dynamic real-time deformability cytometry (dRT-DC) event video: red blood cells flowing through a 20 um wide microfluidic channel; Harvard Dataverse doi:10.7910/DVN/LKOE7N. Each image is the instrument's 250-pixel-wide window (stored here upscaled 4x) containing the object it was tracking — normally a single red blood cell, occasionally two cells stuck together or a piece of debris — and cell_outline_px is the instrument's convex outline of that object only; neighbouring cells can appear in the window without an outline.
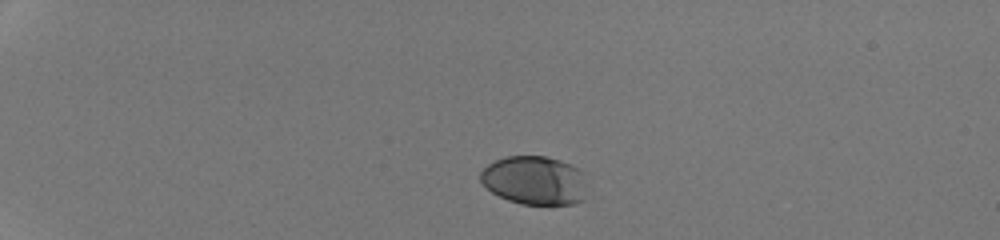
{"species": "human", "species_latin": "Homo sapiens", "temperature_condition": "room temperature", "stored_images_in_passage": 39, "camera_frame_rate_fps": 3000, "um_per_image_px": 0.085, "donor": {"sex": "male"}, "frame": {"image": 1, "passage_image": 1, "time_ms": 0.0, "image_size_px": [1000, 240], "cell_outline_px": [[584, 200], [572, 204], [520, 204], [508, 200], [492, 192], [480, 180], [480, 172], [488, 164], [504, 156], [544, 156], [560, 160], [572, 164], [580, 168], [584, 172]], "centroid_in_image_um": [45.45, 15.32], "position_along_channel_um": 39.6, "area_um2": 30.35}}
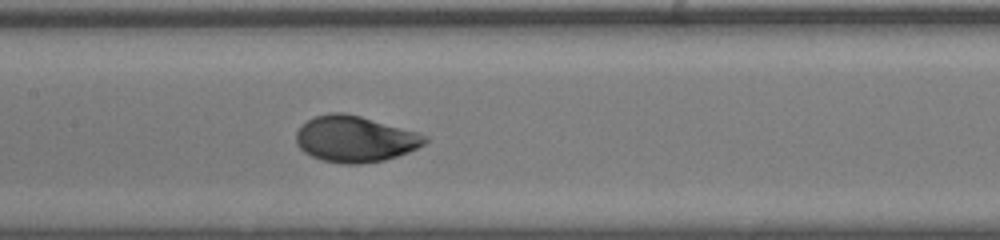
{"frame": {"image": 2, "passage_image": 17, "time_ms": 5.333, "image_size_px": [1000, 240], "cell_outline_px": [[428, 140], [424, 144], [408, 152], [384, 160], [360, 164], [344, 164], [324, 160], [312, 156], [304, 152], [296, 144], [296, 132], [308, 120], [316, 116], [328, 112], [344, 112], [360, 116], [416, 132], [428, 136]], "centroid_in_image_um": [30.16, 11.81], "position_along_channel_um": 177.2, "area_um2": 34.33}}
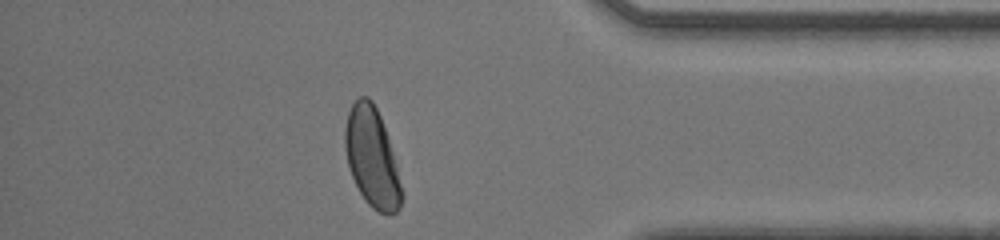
{"frame": {"image": 3, "passage_image": 34, "time_ms": 11.0, "image_size_px": [1000, 240], "cell_outline_px": [[404, 196], [400, 208], [396, 212], [388, 216], [372, 208], [364, 200], [352, 176], [348, 164], [344, 148], [344, 128], [348, 112], [352, 104], [360, 96], [368, 96], [372, 100], [380, 116], [392, 152]], "centroid_in_image_um": [31.6, 13.41], "position_along_channel_um": 403.6, "area_um2": 32.6}, "authors_computed_cell_mechanics": {"area_um2": 33.6396, "velocity_mm_per_s": 4.2784, "shape_relaxation_time_tau1_ms": 2.9791, "shape_relaxation_time_tau2_ms": null, "deformation_change_tau1": 0.1619, "deformation_change_tau2": null}}